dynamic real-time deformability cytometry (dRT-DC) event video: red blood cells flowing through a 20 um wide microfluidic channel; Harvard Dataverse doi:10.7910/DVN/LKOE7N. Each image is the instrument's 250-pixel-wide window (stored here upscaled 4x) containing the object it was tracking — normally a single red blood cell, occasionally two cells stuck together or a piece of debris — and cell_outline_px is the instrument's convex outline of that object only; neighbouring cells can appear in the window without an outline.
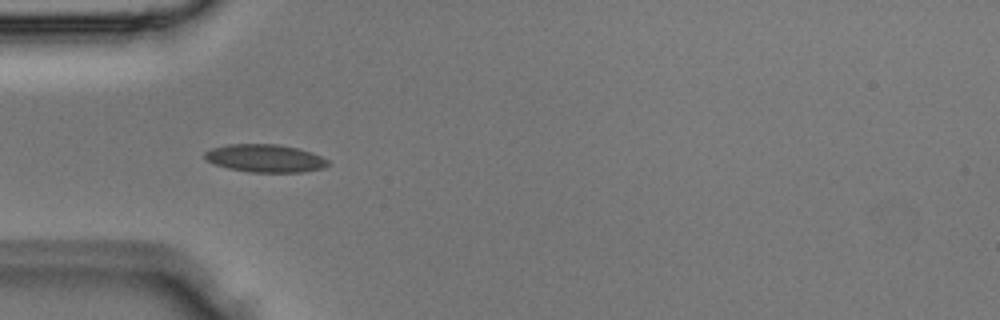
{"species": "Egyptian fruit bat (a non-hibernating species)", "species_latin": "Rousettus aegyptiacus", "temperature_condition": "room temperature", "stored_images_in_passage": 5, "camera_frame_rate_fps": 3000, "um_per_image_px": 0.085, "animal": {"sex": "male"}, "frame": {"image": 1, "passage_image": 3, "time_ms": 0.667, "image_size_px": [1000, 320], "cell_outline_px": [[328, 164], [324, 168], [300, 172], [252, 172], [228, 168], [204, 160], [204, 152], [212, 148], [228, 144], [276, 144], [296, 148], [312, 152], [328, 160]], "centroid_in_image_um": [22.51, 13.45], "position_along_channel_um": 62.5, "area_um2": 19.88}}
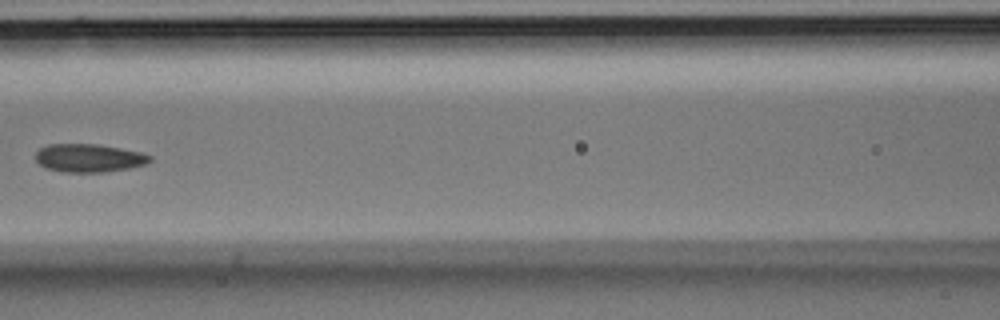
{"frame": {"image": 2, "passage_image": 5, "time_ms": 1.333, "image_size_px": [1000, 320], "cell_outline_px": [[152, 160], [148, 164], [128, 168], [104, 172], [64, 172], [48, 168], [40, 164], [36, 160], [36, 152], [40, 148], [48, 144], [96, 144], [120, 148], [140, 152], [152, 156]], "centroid_in_image_um": [7.58, 13.43], "position_along_channel_um": 159.0, "area_um2": 18.73}}